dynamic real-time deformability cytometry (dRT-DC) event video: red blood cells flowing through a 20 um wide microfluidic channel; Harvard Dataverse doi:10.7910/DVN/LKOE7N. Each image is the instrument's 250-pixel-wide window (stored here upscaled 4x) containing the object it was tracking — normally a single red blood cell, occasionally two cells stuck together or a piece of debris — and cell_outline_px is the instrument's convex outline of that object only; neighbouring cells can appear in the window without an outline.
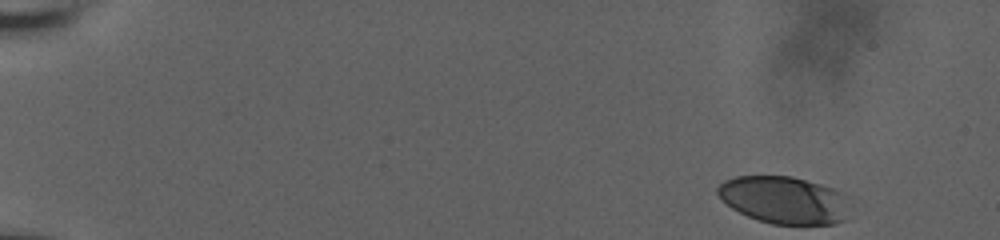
{"species": "human", "species_latin": "Homo sapiens", "temperature_condition": "room temperature", "stored_images_in_passage": 72, "camera_frame_rate_fps": 3000, "um_per_image_px": 0.085, "donor": {"sex": "male"}, "frame": {"image": 1, "passage_image": 1, "time_ms": 0.0, "image_size_px": [1000, 240], "cell_outline_px": [[844, 220], [836, 224], [772, 224], [748, 216], [732, 208], [716, 192], [716, 188], [724, 180], [736, 176], [792, 176], [820, 184], [844, 192]], "centroid_in_image_um": [66.6, 16.98], "position_along_channel_um": 18.4, "area_um2": 35.89}}
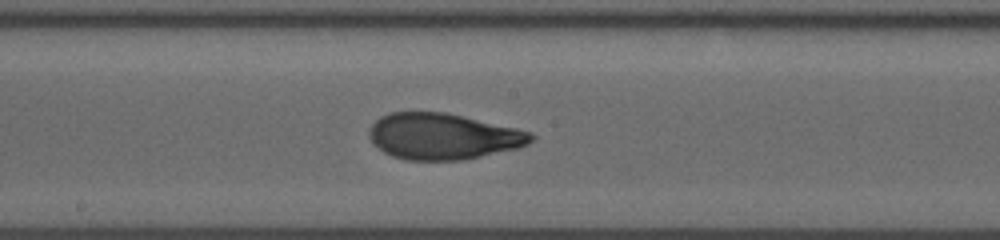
{"frame": {"image": 2, "passage_image": 31, "time_ms": 9.333, "image_size_px": [1000, 240], "cell_outline_px": [[536, 136], [528, 144], [516, 148], [464, 160], [404, 160], [392, 156], [384, 152], [368, 136], [368, 132], [372, 124], [380, 116], [392, 112], [444, 112], [516, 128], [532, 132]], "centroid_in_image_um": [37.65, 11.59], "position_along_channel_um": 210.5, "area_um2": 43.29}}
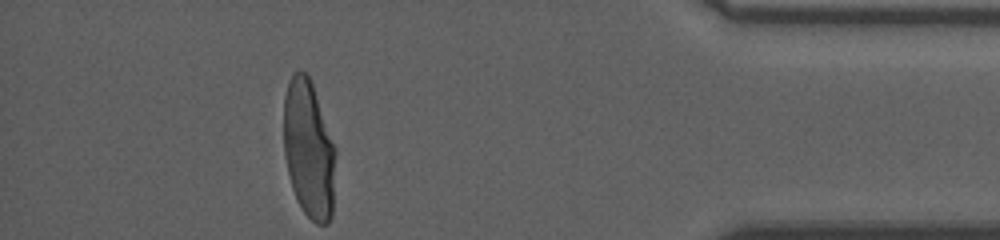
{"frame": {"image": 3, "passage_image": 71, "time_ms": 15.667, "image_size_px": [1000, 240], "cell_outline_px": [[336, 152], [332, 216], [328, 224], [316, 224], [304, 212], [296, 200], [292, 188], [288, 172], [284, 152], [284, 96], [288, 80], [292, 72], [304, 72], [308, 76], [312, 84], [336, 148]], "centroid_in_image_um": [26.25, 12.72], "position_along_channel_um": 409.0, "area_um2": 41.85}, "authors_computed_cell_mechanics": {"area_um2": 42.483, "velocity_mm_per_s": 3.7469, "shape_relaxation_time_tau1_ms": 6.9018, "shape_relaxation_time_tau2_ms": 1.1186, "deformation_change_tau1": 0.255, "deformation_change_tau2": 0.0759}}